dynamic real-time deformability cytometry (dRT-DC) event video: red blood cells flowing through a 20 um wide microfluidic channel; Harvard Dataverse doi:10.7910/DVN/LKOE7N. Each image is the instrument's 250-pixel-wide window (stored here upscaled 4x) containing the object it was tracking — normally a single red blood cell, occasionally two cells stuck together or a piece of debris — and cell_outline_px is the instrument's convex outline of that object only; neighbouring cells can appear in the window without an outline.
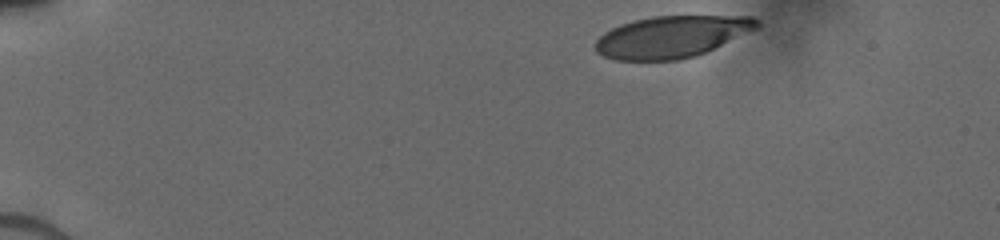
{"species": "human", "species_latin": "Homo sapiens", "temperature_condition": "cold", "stored_images_in_passage": 17, "camera_frame_rate_fps": 3000, "um_per_image_px": 0.085, "donor": {"sex": "male"}, "frame": {"image": 1, "passage_image": 1, "time_ms": 0.0, "image_size_px": [1000, 240], "cell_outline_px": [[760, 28], [696, 56], [680, 60], [616, 60], [604, 56], [596, 52], [596, 40], [604, 32], [620, 24], [632, 20], [652, 16], [752, 16], [760, 20]], "centroid_in_image_um": [57.12, 3.11], "position_along_channel_um": 27.9, "area_um2": 39.59}}
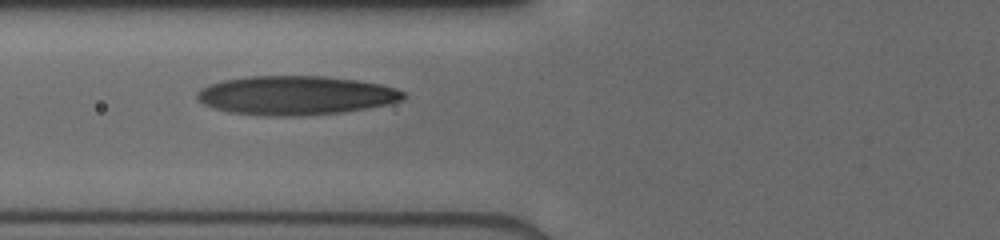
{"frame": {"image": 2, "passage_image": 8, "time_ms": 4.333, "image_size_px": [1000, 240], "cell_outline_px": [[408, 96], [404, 100], [388, 104], [368, 108], [344, 112], [300, 116], [264, 116], [228, 112], [212, 108], [196, 100], [196, 92], [200, 88], [208, 84], [224, 80], [248, 76], [324, 76], [360, 80], [380, 84], [396, 88], [404, 92]], "centroid_in_image_um": [25.13, 8.11], "position_along_channel_um": 100.7, "area_um2": 47.51}}
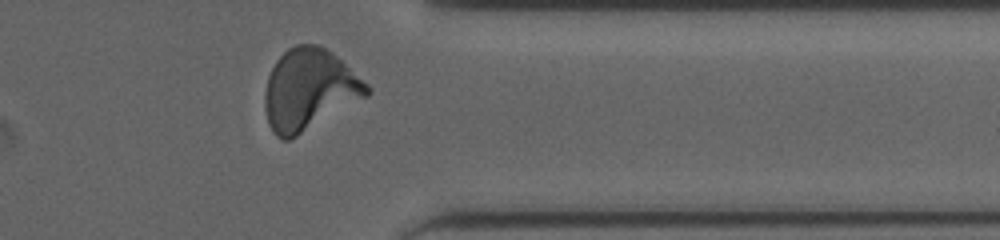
{"frame": {"image": 3, "passage_image": 17, "time_ms": 11.333, "image_size_px": [1000, 240], "cell_outline_px": [[372, 92], [368, 96], [296, 136], [288, 140], [284, 140], [276, 136], [272, 132], [268, 124], [264, 108], [264, 96], [268, 76], [276, 60], [288, 48], [296, 44], [320, 44], [332, 52], [368, 84], [372, 88]], "centroid_in_image_um": [26.27, 7.61], "position_along_channel_um": 385.1, "area_um2": 48.26}}